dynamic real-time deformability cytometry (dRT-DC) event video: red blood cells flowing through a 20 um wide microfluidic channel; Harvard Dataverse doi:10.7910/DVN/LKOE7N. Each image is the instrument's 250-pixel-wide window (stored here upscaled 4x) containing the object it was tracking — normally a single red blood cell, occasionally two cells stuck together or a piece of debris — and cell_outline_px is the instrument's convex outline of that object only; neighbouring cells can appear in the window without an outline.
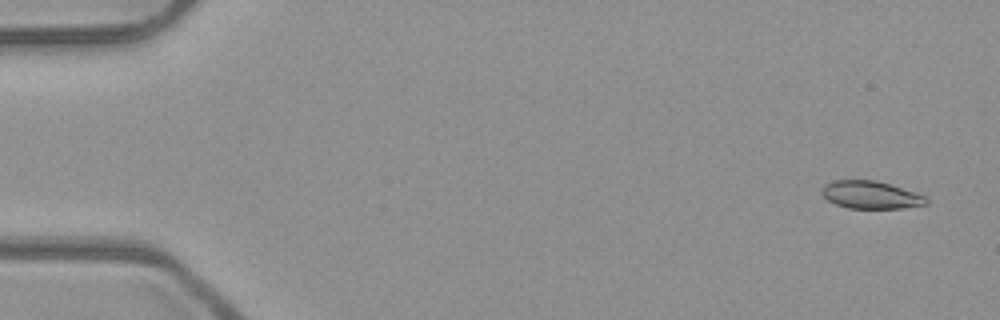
{"species": "common noctule bat (a hibernating species)", "species_latin": "Nyctalus noctula", "temperature_condition": "room temperature", "stored_images_in_passage": 6, "camera_frame_rate_fps": 3000, "um_per_image_px": 0.085, "animal": {"sex": "male", "body_mass_g": 23.1, "forearm_length_mm": 52.7}, "frame": {"image": 1, "passage_image": 1, "time_ms": 0.0, "image_size_px": [1000, 320], "cell_outline_px": [[928, 204], [900, 208], [848, 208], [836, 204], [828, 200], [820, 192], [820, 188], [824, 184], [832, 180], [876, 180], [916, 192], [928, 196]], "centroid_in_image_um": [74.01, 16.55], "position_along_channel_um": 11.0, "area_um2": 16.99}}
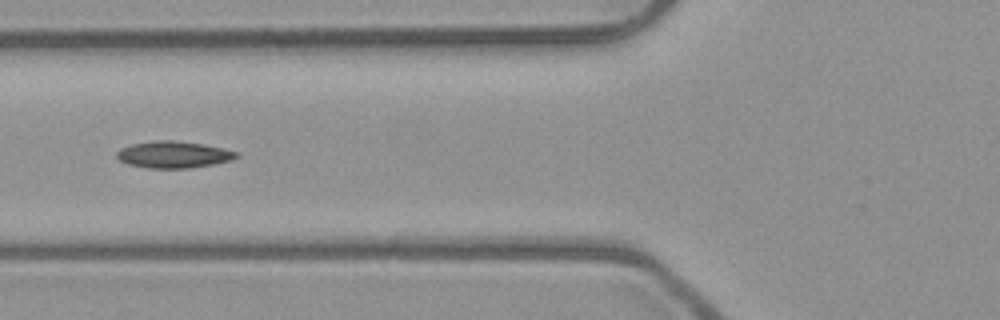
{"frame": {"image": 2, "passage_image": 6, "time_ms": 1.667, "image_size_px": [1000, 320], "cell_outline_px": [[240, 156], [232, 160], [212, 164], [188, 168], [148, 168], [128, 164], [120, 160], [116, 156], [116, 152], [120, 148], [132, 144], [160, 140], [172, 140], [204, 144], [224, 148], [240, 152]], "centroid_in_image_um": [14.79, 13.14], "position_along_channel_um": 111.0, "area_um2": 18.67}}